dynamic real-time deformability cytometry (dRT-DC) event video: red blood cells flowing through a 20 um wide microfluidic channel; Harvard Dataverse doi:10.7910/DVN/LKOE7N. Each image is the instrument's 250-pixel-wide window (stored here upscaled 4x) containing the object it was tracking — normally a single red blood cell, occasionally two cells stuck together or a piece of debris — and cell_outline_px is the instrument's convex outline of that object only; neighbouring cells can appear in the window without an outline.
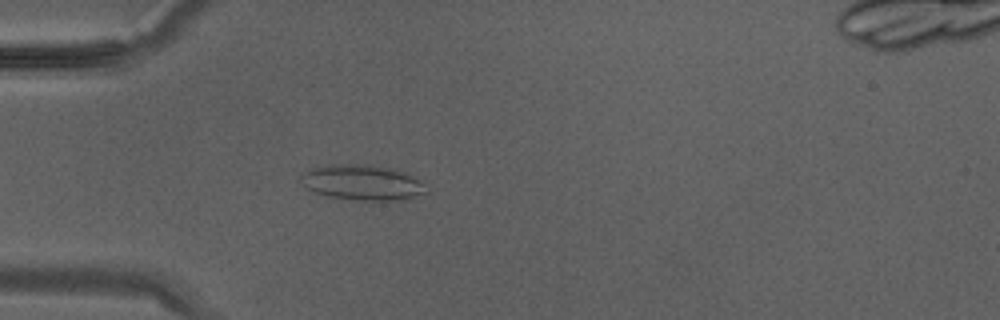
{"species": "Egyptian fruit bat (a non-hibernating species)", "species_latin": "Rousettus aegyptiacus", "temperature_condition": "warm", "stored_images_in_passage": 35, "camera_frame_rate_fps": 3000, "um_per_image_px": 0.085, "animal": {"sex": "male"}, "frame": {"image": 1, "passage_image": 10, "time_ms": 3.0, "image_size_px": [1000, 320], "cell_outline_px": [[428, 192], [396, 200], [364, 200], [328, 196], [304, 188], [300, 184], [300, 176], [304, 172], [312, 168], [328, 164], [372, 164], [396, 168], [412, 176], [424, 184]], "centroid_in_image_um": [30.75, 15.48], "position_along_channel_um": 54.3, "area_um2": 25.84}}
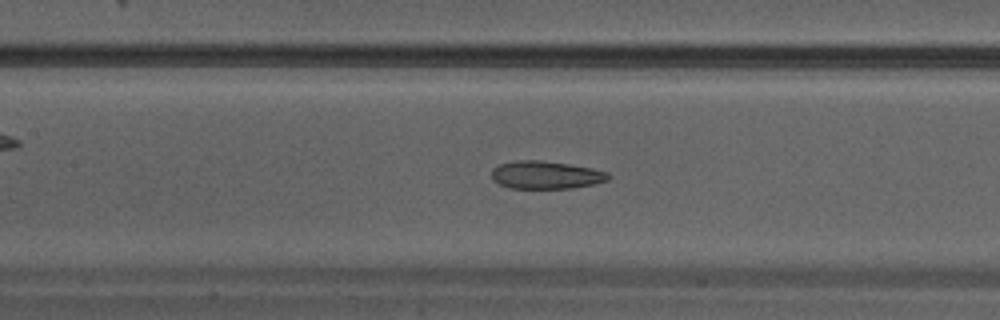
{"frame": {"image": 2, "passage_image": 16, "time_ms": 5.0, "image_size_px": [1000, 320], "cell_outline_px": [[612, 176], [608, 180], [592, 184], [572, 188], [508, 188], [492, 180], [492, 168], [500, 164], [516, 160], [540, 160], [568, 164], [592, 168], [608, 172]], "centroid_in_image_um": [46.39, 14.87], "position_along_channel_um": 161.0, "area_um2": 18.96}}
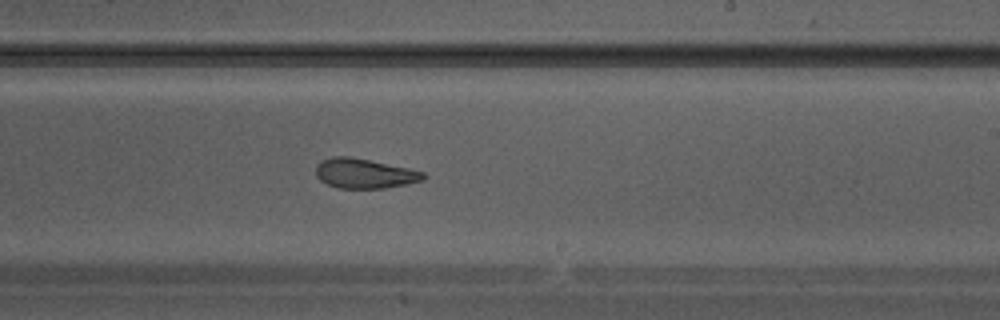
{"frame": {"image": 3, "passage_image": 21, "time_ms": 6.667, "image_size_px": [1000, 320], "cell_outline_px": [[428, 176], [424, 180], [384, 188], [336, 188], [320, 180], [316, 176], [316, 164], [320, 160], [332, 156], [348, 156], [408, 168], [424, 172]], "centroid_in_image_um": [30.95, 14.74], "position_along_channel_um": 258.1, "area_um2": 18.61}}